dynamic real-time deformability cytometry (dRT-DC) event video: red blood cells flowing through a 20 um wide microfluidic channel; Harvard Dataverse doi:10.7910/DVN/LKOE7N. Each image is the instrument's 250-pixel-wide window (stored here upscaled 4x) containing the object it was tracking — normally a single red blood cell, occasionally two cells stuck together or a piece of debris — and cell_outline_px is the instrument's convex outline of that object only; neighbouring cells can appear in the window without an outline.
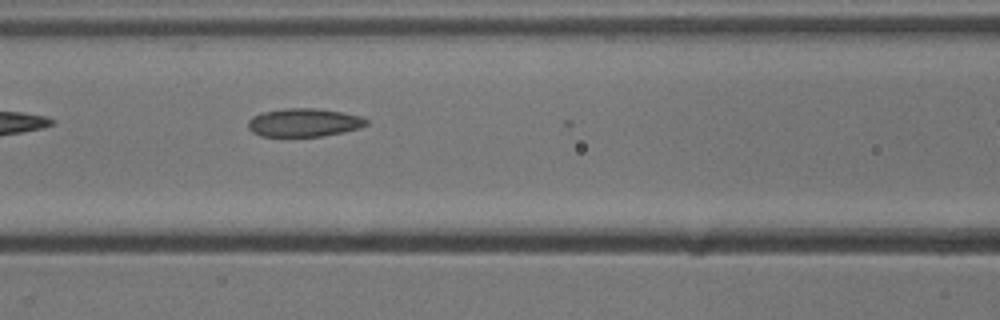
{"species": "common noctule bat (a hibernating species)", "species_latin": "Nyctalus noctula", "temperature_condition": "cold", "stored_images_in_passage": 6, "camera_frame_rate_fps": 3000, "um_per_image_px": 0.085, "animal": {"sex": "male", "body_mass_g": 13.3}, "frame": {"image": 1, "passage_image": 5, "time_ms": 1.333, "image_size_px": [1000, 320], "cell_outline_px": [[368, 124], [360, 128], [324, 136], [260, 136], [252, 132], [248, 128], [248, 120], [252, 116], [260, 112], [284, 108], [312, 108], [344, 112], [360, 116], [368, 120]], "centroid_in_image_um": [25.82, 10.41], "position_along_channel_um": 140.8, "area_um2": 19.65}}